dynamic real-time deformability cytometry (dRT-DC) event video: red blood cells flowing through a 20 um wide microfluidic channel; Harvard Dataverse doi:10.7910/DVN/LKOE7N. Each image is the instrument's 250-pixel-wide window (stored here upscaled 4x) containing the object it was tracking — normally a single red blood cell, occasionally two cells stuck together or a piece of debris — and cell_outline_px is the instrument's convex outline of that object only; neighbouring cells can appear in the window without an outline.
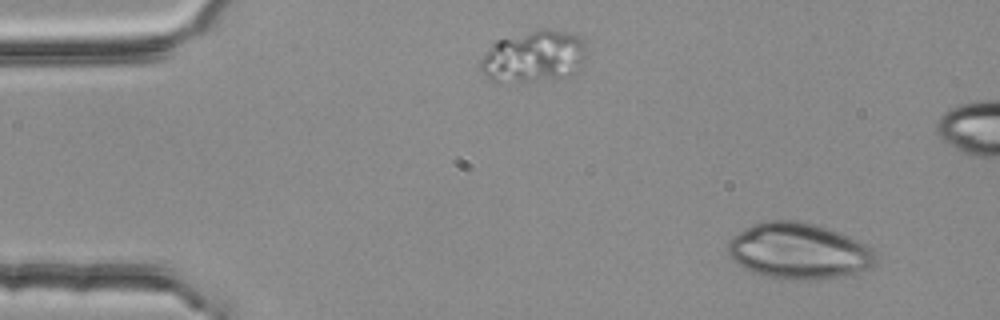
{"species": "common noctule bat (a hibernating species)", "species_latin": "Nyctalus noctula", "temperature_condition": "room temperature", "stored_images_in_passage": 4, "camera_frame_rate_fps": 3000, "um_per_image_px": 0.085, "animal": {"sex": "female", "body_mass_g": 25.1}, "frame": {"image": 1, "passage_image": 1, "time_ms": 0.0, "image_size_px": [1000, 320], "cell_outline_px": [[876, 264], [868, 268], [844, 276], [816, 280], [800, 280], [772, 276], [756, 272], [736, 264], [728, 256], [728, 244], [732, 236], [752, 224], [764, 220], [796, 220], [828, 228], [848, 236], [872, 248], [876, 252]], "centroid_in_image_um": [67.89, 21.33], "position_along_channel_um": 17.1, "area_um2": 48.03}}